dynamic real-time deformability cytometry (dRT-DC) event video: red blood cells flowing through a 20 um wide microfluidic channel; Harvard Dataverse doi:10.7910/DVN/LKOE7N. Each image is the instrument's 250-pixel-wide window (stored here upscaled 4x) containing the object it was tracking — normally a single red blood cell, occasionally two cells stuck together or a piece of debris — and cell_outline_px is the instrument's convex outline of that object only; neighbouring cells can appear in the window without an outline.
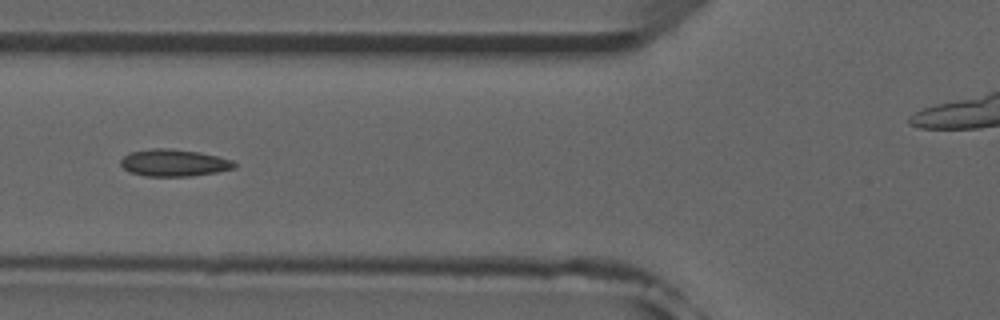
{"species": "common noctule bat (a hibernating species)", "species_latin": "Nyctalus noctula", "temperature_condition": "room temperature", "stored_images_in_passage": 38, "camera_frame_rate_fps": 3000, "um_per_image_px": 0.085, "animal": {"sex": "male", "forearm_length_mm": 52.5}, "frame": {"image": 1, "passage_image": 12, "time_ms": 3.667, "image_size_px": [1000, 320], "cell_outline_px": [[236, 168], [216, 172], [192, 176], [144, 176], [128, 172], [120, 164], [120, 160], [128, 152], [152, 148], [168, 148], [200, 152], [232, 160], [236, 164]], "centroid_in_image_um": [14.75, 13.84], "position_along_channel_um": 111.1, "area_um2": 18.03}}